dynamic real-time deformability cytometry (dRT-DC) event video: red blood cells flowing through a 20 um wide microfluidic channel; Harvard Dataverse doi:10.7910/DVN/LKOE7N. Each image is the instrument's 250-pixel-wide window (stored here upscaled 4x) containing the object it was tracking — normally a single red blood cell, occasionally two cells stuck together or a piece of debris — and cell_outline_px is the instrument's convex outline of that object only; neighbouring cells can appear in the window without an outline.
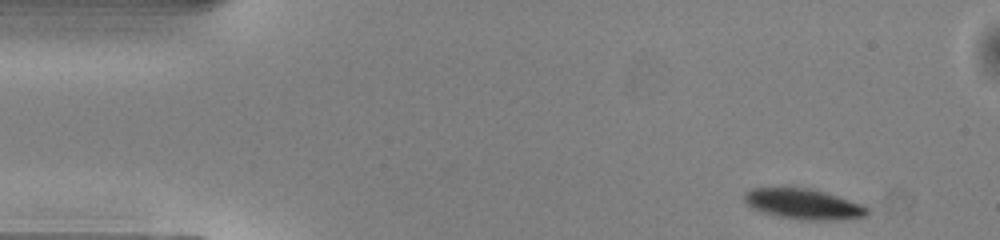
{"species": "common noctule bat (a hibernating species)", "species_latin": "Nyctalus noctula", "temperature_condition": "warm", "stored_images_in_passage": 46, "camera_frame_rate_fps": 3000, "um_per_image_px": 0.085, "animal": {"sex": "male", "body_mass_g": 13.0, "forearm_length_mm": 53.1}, "frame": {"image": 1, "passage_image": 1, "time_ms": 0.0, "image_size_px": [1000, 240], "cell_outline_px": [[868, 212], [864, 216], [828, 220], [808, 220], [780, 216], [760, 212], [752, 208], [744, 200], [744, 192], [752, 188], [804, 188], [824, 192], [860, 204], [868, 208]], "centroid_in_image_um": [68.22, 17.34], "position_along_channel_um": 16.8, "area_um2": 21.15}}
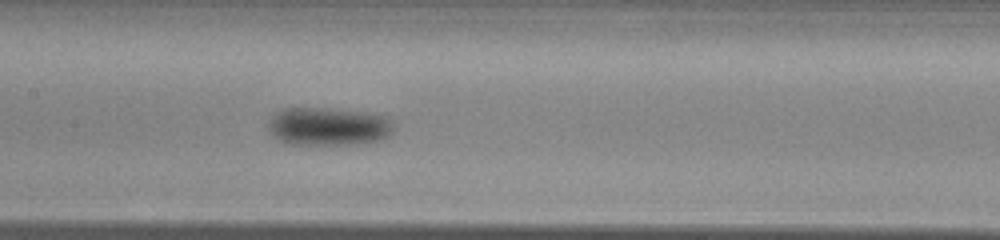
{"frame": {"image": 2, "passage_image": 20, "time_ms": 6.333, "image_size_px": [1000, 240], "cell_outline_px": [[392, 132], [388, 136], [380, 140], [356, 144], [292, 144], [280, 140], [268, 128], [268, 124], [272, 116], [280, 108], [324, 108], [364, 112], [384, 116], [388, 120], [392, 128]], "centroid_in_image_um": [27.88, 10.74], "position_along_channel_um": 179.5, "area_um2": 27.46}}
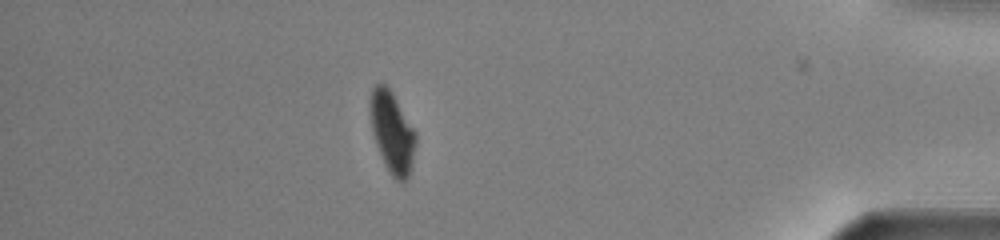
{"frame": {"image": 3, "passage_image": 40, "time_ms": 13.0, "image_size_px": [1000, 240], "cell_outline_px": [[416, 140], [412, 164], [408, 176], [400, 184], [388, 172], [376, 144], [372, 132], [372, 88], [380, 80], [392, 92], [416, 132]], "centroid_in_image_um": [33.36, 11.28], "position_along_channel_um": 401.8, "area_um2": 21.1}, "authors_computed_cell_mechanics": {"area_um2": 23.987, "velocity_mm_per_s": 4.0634, "shape_relaxation_time_tau1_ms": 1.7247, "shape_relaxation_time_tau2_ms": null, "deformation_change_tau1": 0.0888, "deformation_change_tau2": null}}